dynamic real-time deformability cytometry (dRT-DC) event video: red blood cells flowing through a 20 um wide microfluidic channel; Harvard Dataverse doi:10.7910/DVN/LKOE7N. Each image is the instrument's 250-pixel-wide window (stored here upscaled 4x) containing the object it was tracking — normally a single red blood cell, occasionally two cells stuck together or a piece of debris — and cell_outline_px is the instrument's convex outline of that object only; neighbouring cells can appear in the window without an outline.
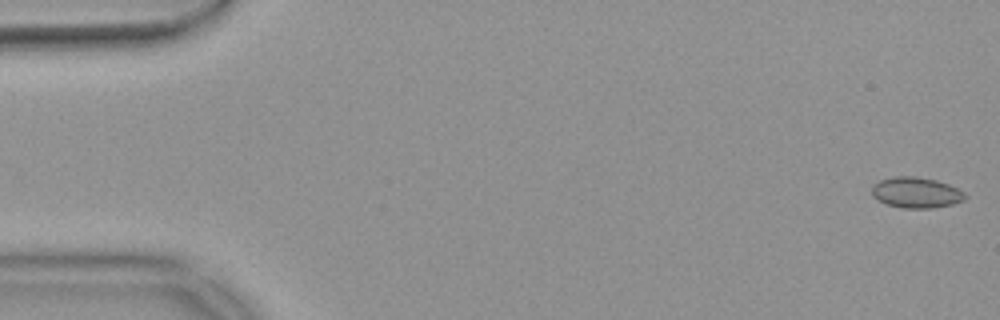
{"species": "common noctule bat (a hibernating species)", "species_latin": "Nyctalus noctula", "temperature_condition": "warm", "stored_images_in_passage": 54, "camera_frame_rate_fps": 3000, "um_per_image_px": 0.085, "animal": {"sex": "female", "body_mass_g": 18.4}, "frame": {"image": 1, "passage_image": 1, "time_ms": 0.0, "image_size_px": [1000, 320], "cell_outline_px": [[968, 196], [964, 200], [952, 204], [932, 208], [900, 208], [888, 204], [872, 196], [872, 184], [880, 180], [892, 176], [916, 176], [936, 180], [948, 184], [964, 192]], "centroid_in_image_um": [77.87, 16.36], "position_along_channel_um": 7.1, "area_um2": 16.76}}
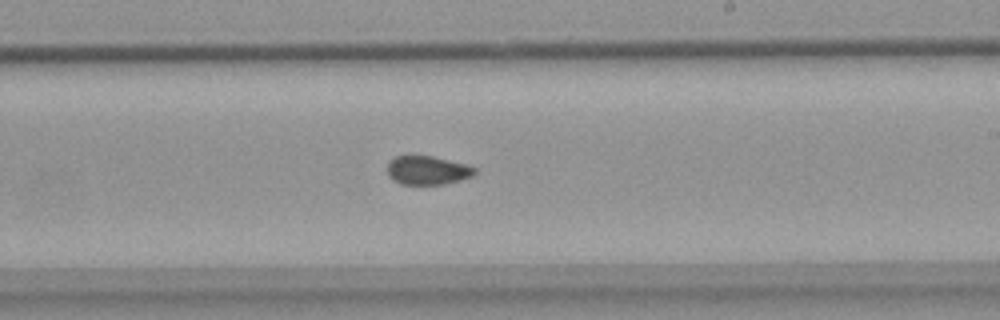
{"frame": {"image": 2, "passage_image": 32, "time_ms": 10.333, "image_size_px": [1000, 320], "cell_outline_px": [[476, 172], [472, 176], [460, 180], [444, 184], [400, 184], [392, 180], [388, 176], [388, 160], [396, 156], [432, 156], [468, 164], [476, 168]], "centroid_in_image_um": [36.33, 14.47], "position_along_channel_um": 252.7, "area_um2": 14.74}}
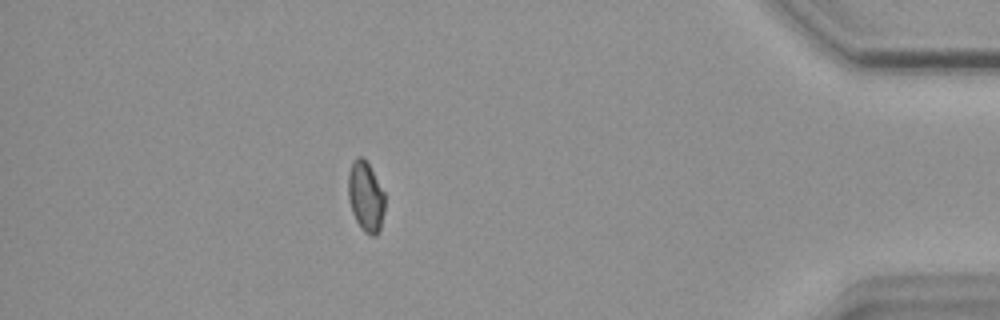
{"frame": {"image": 3, "passage_image": 48, "time_ms": 15.667, "image_size_px": [1000, 320], "cell_outline_px": [[384, 212], [380, 228], [376, 236], [372, 236], [364, 232], [360, 228], [352, 212], [348, 196], [348, 176], [352, 164], [356, 156], [364, 156], [384, 192]], "centroid_in_image_um": [31.08, 16.72], "position_along_channel_um": 404.1, "area_um2": 14.97}, "authors_computed_cell_mechanics": {"area_um2": 15.5771, "velocity_mm_per_s": 3.7189, "shape_relaxation_time_tau1_ms": null, "shape_relaxation_time_tau2_ms": 2.5965, "deformation_change_tau1": null, "deformation_change_tau2": 0.0567}}